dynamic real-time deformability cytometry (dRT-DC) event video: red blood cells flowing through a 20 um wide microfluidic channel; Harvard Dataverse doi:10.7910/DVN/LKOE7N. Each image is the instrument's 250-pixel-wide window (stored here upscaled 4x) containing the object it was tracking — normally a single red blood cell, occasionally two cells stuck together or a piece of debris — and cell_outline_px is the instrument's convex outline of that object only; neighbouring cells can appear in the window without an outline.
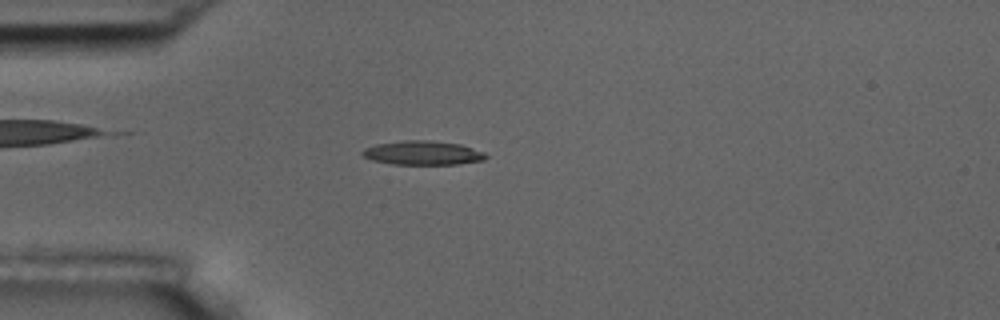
{"species": "common noctule bat (a hibernating species)", "species_latin": "Nyctalus noctula", "temperature_condition": "room temperature", "stored_images_in_passage": 4, "camera_frame_rate_fps": 3000, "um_per_image_px": 0.085, "animal": {"sex": "male", "body_mass_g": 17.5, "forearm_length_mm": 52.3}, "frame": {"image": 1, "passage_image": 4, "time_ms": 3.667, "image_size_px": [1000, 320], "cell_outline_px": [[488, 156], [484, 160], [460, 164], [392, 164], [372, 160], [364, 156], [360, 152], [364, 148], [376, 144], [400, 140], [432, 140], [460, 144], [484, 152]], "centroid_in_image_um": [35.93, 12.99], "position_along_channel_um": 49.1, "area_um2": 17.4}}